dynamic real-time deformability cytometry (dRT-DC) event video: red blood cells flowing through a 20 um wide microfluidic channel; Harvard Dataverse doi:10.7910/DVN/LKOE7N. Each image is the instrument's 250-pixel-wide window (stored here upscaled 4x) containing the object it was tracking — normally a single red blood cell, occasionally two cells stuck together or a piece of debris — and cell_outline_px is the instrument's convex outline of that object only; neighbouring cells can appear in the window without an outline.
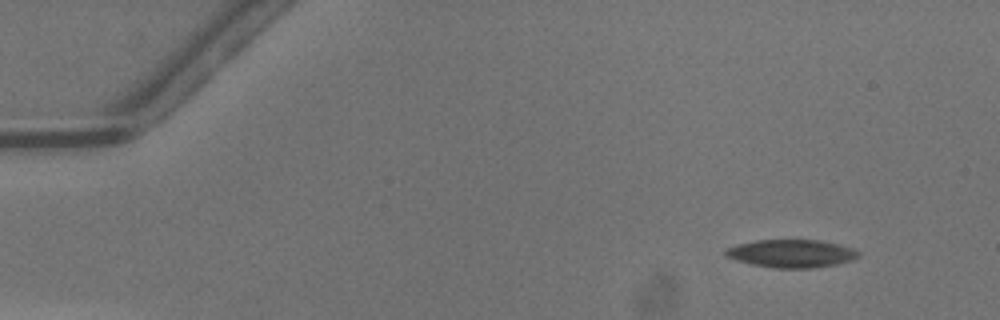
{"species": "common noctule bat (a hibernating species)", "species_latin": "Nyctalus noctula", "temperature_condition": "warm", "stored_images_in_passage": 47, "camera_frame_rate_fps": 3000, "um_per_image_px": 0.085, "animal": {"sex": "male", "body_mass_g": 13.3}, "frame": {"image": 1, "passage_image": 1, "time_ms": 0.0, "image_size_px": [1000, 320], "cell_outline_px": [[860, 256], [852, 260], [836, 264], [812, 268], [772, 268], [752, 264], [736, 260], [724, 256], [724, 252], [728, 248], [740, 244], [756, 240], [816, 240], [840, 244], [852, 248], [860, 252]], "centroid_in_image_um": [67.29, 21.55], "position_along_channel_um": 17.7, "area_um2": 21.56}}
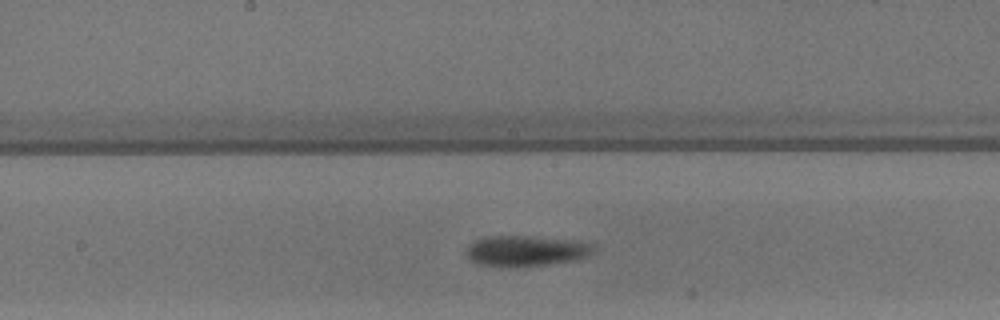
{"frame": {"image": 2, "passage_image": 23, "time_ms": 7.333, "image_size_px": [1000, 320], "cell_outline_px": [[596, 248], [588, 256], [576, 260], [548, 264], [516, 268], [480, 264], [472, 260], [468, 256], [468, 244], [484, 236], [528, 236], [580, 240], [596, 244]], "centroid_in_image_um": [44.79, 21.32], "position_along_channel_um": 203.4, "area_um2": 23.06}}
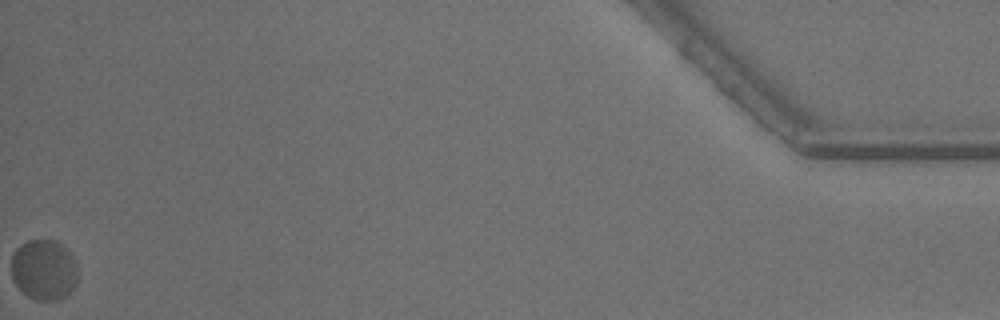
{"frame": {"image": 3, "passage_image": 47, "time_ms": 15.333, "image_size_px": [1000, 320], "cell_outline_px": [[76, 280], [72, 288], [60, 300], [36, 300], [28, 296], [12, 280], [12, 256], [16, 248], [20, 244], [28, 240], [56, 240], [64, 244], [72, 256], [76, 264]], "centroid_in_image_um": [3.72, 22.9], "position_along_channel_um": 431.5, "area_um2": 23.35}, "authors_computed_cell_mechanics": {"area_um2": 22.0218, "velocity_mm_per_s": 4.1165, "shape_relaxation_time_tau1_ms": 2.0799, "shape_relaxation_time_tau2_ms": 1.5969, "deformation_change_tau1": 0.0971, "deformation_change_tau2": 0.0387}}